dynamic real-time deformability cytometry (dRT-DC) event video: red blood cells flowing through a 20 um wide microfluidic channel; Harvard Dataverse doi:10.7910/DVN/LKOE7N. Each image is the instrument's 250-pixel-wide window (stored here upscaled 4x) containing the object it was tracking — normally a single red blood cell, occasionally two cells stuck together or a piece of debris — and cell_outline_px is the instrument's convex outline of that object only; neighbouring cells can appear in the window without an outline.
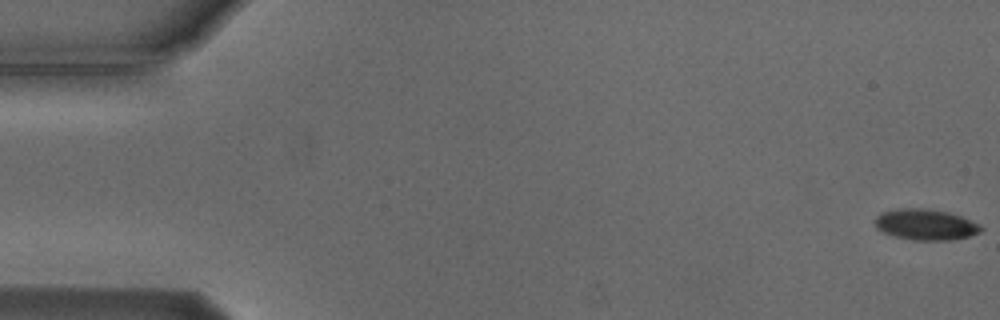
{"species": "Egyptian fruit bat (a non-hibernating species)", "species_latin": "Rousettus aegyptiacus", "temperature_condition": "cold", "stored_images_in_passage": 9, "camera_frame_rate_fps": 3000, "um_per_image_px": 0.085, "animal": {"sex": "male"}, "frame": {"image": 1, "passage_image": 1, "time_ms": 0.0, "image_size_px": [1000, 320], "cell_outline_px": [[984, 228], [980, 232], [968, 236], [948, 240], [912, 240], [896, 236], [884, 232], [876, 228], [876, 216], [880, 212], [896, 208], [928, 208], [948, 212], [960, 216], [980, 224]], "centroid_in_image_um": [78.67, 19.07], "position_along_channel_um": 6.3, "area_um2": 19.07}}